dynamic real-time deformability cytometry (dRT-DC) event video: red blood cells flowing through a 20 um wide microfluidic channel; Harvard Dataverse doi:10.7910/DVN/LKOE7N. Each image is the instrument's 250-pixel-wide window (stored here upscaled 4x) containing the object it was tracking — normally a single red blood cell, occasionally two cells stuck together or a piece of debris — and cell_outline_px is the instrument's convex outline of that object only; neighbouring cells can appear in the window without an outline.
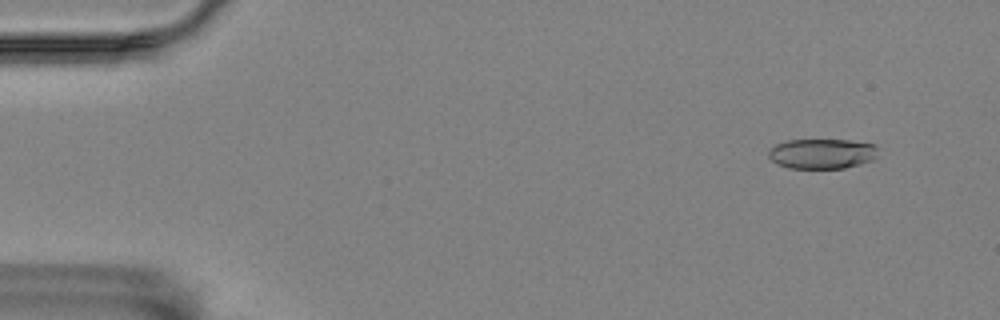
{"species": "Egyptian fruit bat (a non-hibernating species)", "species_latin": "Rousettus aegyptiacus", "temperature_condition": "room temperature", "stored_images_in_passage": 56, "camera_frame_rate_fps": 3000, "um_per_image_px": 0.085, "animal": {"sex": "female"}, "frame": {"image": 1, "passage_image": 5, "time_ms": 1.333, "image_size_px": [1000, 320], "cell_outline_px": [[876, 156], [872, 160], [860, 164], [844, 168], [788, 168], [776, 164], [768, 156], [768, 152], [776, 144], [784, 140], [848, 140], [876, 144]], "centroid_in_image_um": [69.85, 13.06], "position_along_channel_um": 15.2, "area_um2": 19.19}}
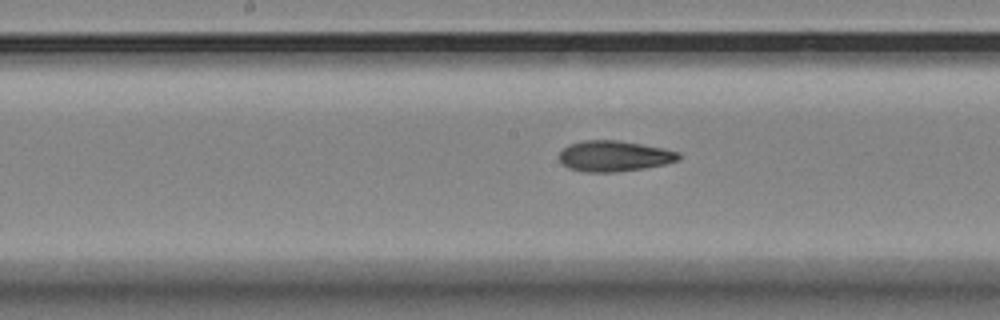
{"frame": {"image": 2, "passage_image": 29, "time_ms": 9.333, "image_size_px": [1000, 320], "cell_outline_px": [[680, 160], [664, 164], [644, 168], [616, 172], [588, 172], [568, 168], [560, 164], [560, 152], [568, 144], [584, 140], [616, 140], [664, 148], [680, 152]], "centroid_in_image_um": [52.2, 13.27], "position_along_channel_um": 196.0, "area_um2": 21.44}}
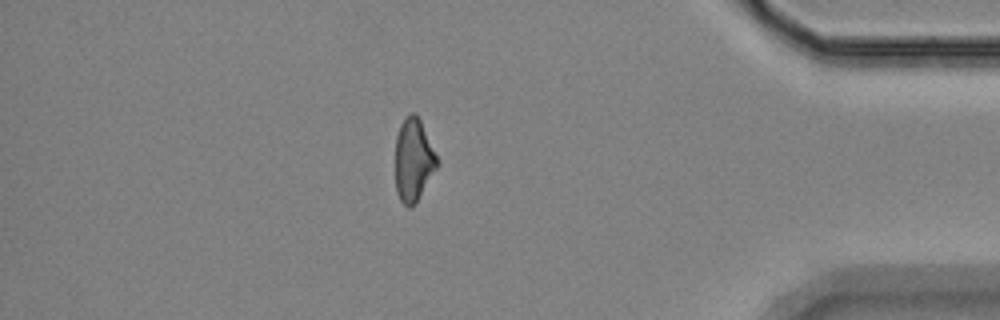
{"frame": {"image": 3, "passage_image": 49, "time_ms": 16.0, "image_size_px": [1000, 320], "cell_outline_px": [[440, 164], [416, 204], [408, 208], [400, 200], [396, 192], [396, 136], [400, 124], [404, 116], [412, 112], [416, 112], [440, 160]], "centroid_in_image_um": [35.17, 13.6], "position_along_channel_um": 400.0, "area_um2": 20.63}, "authors_computed_cell_mechanics": {"area_um2": 20.8947, "velocity_mm_per_s": 3.5738, "shape_relaxation_time_tau1_ms": 9.068, "shape_relaxation_time_tau2_ms": 5.3569, "deformation_change_tau1": 0.1856, "deformation_change_tau2": 0.1474}}